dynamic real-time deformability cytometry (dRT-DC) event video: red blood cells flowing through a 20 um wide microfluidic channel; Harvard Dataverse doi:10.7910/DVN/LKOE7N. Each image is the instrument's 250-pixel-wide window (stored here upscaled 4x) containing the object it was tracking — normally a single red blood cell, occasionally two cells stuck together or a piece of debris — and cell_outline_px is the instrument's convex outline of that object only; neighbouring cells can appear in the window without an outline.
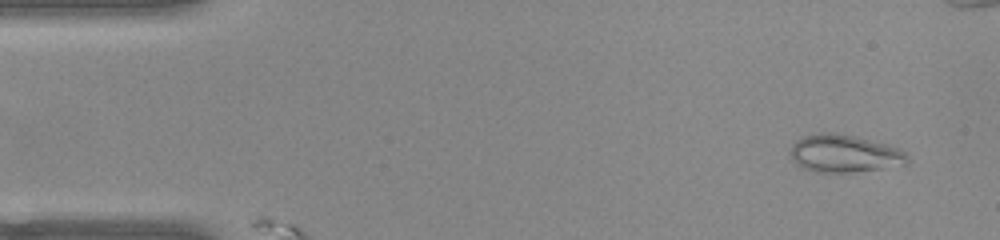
{"species": "common noctule bat (a hibernating species)", "species_latin": "Nyctalus noctula", "temperature_condition": "warm", "stored_images_in_passage": 4, "camera_frame_rate_fps": 3000, "um_per_image_px": 0.085, "animal": {"sex": "female", "body_mass_g": 22.0, "forearm_length_mm": 56.7}, "frame": {"image": 1, "passage_image": 2, "time_ms": 0.333, "image_size_px": [1000, 240], "cell_outline_px": [[908, 164], [880, 168], [848, 172], [816, 172], [804, 168], [792, 160], [788, 152], [792, 144], [796, 140], [804, 136], [820, 132], [828, 132], [856, 136], [888, 144], [900, 148], [908, 156]], "centroid_in_image_um": [71.75, 13.04], "position_along_channel_um": 13.3, "area_um2": 25.72}}